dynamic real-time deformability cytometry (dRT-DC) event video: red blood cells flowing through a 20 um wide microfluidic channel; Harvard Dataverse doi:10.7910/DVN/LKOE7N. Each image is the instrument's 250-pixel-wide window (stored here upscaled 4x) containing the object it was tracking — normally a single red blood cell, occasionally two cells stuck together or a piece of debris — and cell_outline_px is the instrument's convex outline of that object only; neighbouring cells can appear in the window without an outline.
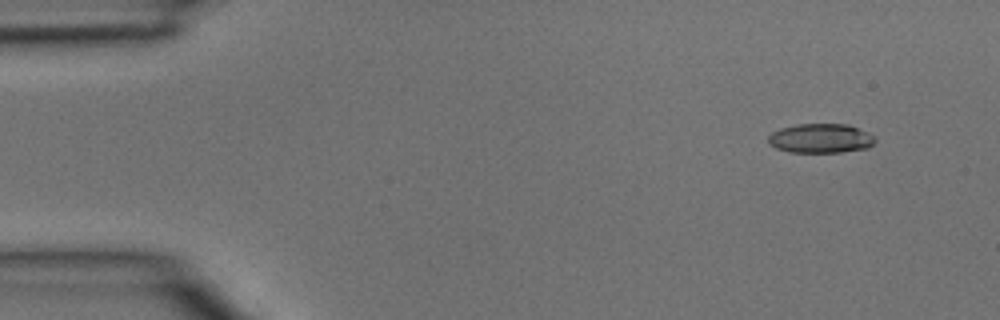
{"species": "common noctule bat (a hibernating species)", "species_latin": "Nyctalus noctula", "temperature_condition": "room temperature", "stored_images_in_passage": 4, "camera_frame_rate_fps": 3000, "um_per_image_px": 0.085, "animal": {"sex": "male", "body_mass_g": 15.6}, "frame": {"image": 1, "passage_image": 1, "time_ms": 0.0, "image_size_px": [1000, 320], "cell_outline_px": [[876, 140], [868, 148], [840, 152], [788, 152], [776, 148], [768, 144], [768, 136], [772, 132], [780, 128], [796, 124], [848, 124], [868, 132], [876, 136]], "centroid_in_image_um": [69.75, 11.76], "position_along_channel_um": 15.2, "area_um2": 18.44}}
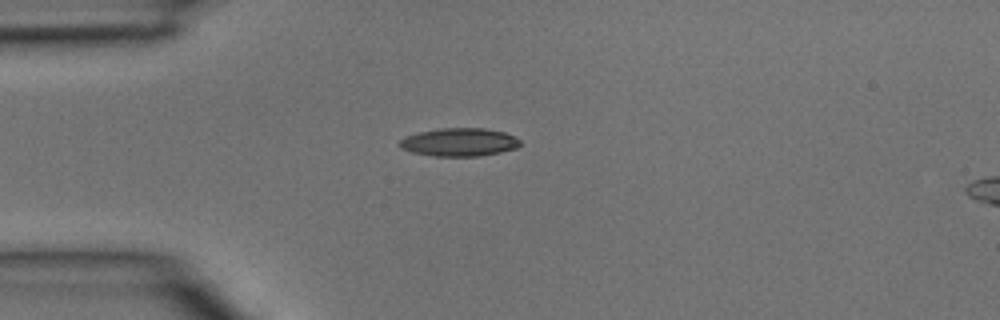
{"frame": {"image": 2, "passage_image": 3, "time_ms": 0.667, "image_size_px": [1000, 320], "cell_outline_px": [[520, 144], [516, 148], [500, 152], [480, 156], [436, 156], [412, 152], [400, 148], [400, 140], [404, 136], [420, 132], [440, 128], [484, 128], [504, 132], [520, 140]], "centroid_in_image_um": [39.02, 12.08], "position_along_channel_um": 46.0, "area_um2": 19.65}}